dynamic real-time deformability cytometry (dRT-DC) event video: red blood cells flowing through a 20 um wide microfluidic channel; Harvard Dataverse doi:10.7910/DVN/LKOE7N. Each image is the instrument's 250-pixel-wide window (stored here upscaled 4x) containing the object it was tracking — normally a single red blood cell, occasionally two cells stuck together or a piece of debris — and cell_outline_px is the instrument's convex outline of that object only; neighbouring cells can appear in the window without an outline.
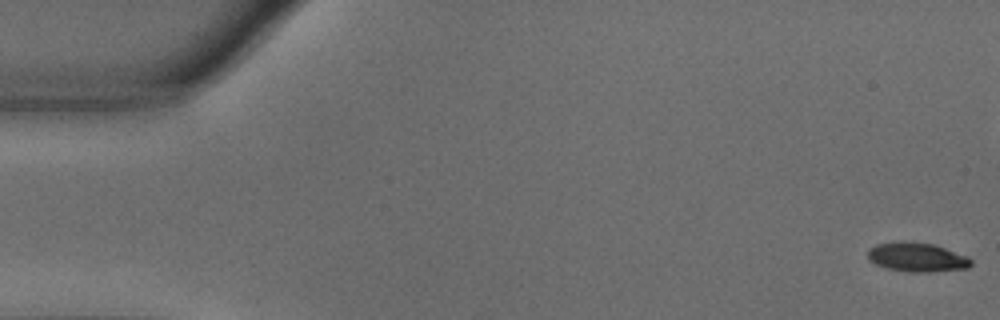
{"species": "common noctule bat (a hibernating species)", "species_latin": "Nyctalus noctula", "temperature_condition": "warm", "stored_images_in_passage": 48, "camera_frame_rate_fps": 3000, "um_per_image_px": 0.085, "animal": {"sex": "male", "body_mass_g": 18.8}, "frame": {"image": 1, "passage_image": 1, "time_ms": 0.0, "image_size_px": [1000, 320], "cell_outline_px": [[972, 264], [968, 268], [932, 272], [908, 272], [888, 268], [876, 264], [868, 260], [868, 248], [876, 244], [900, 240], [932, 244], [968, 256], [972, 260]], "centroid_in_image_um": [77.93, 21.86], "position_along_channel_um": 7.1, "area_um2": 17.69}}
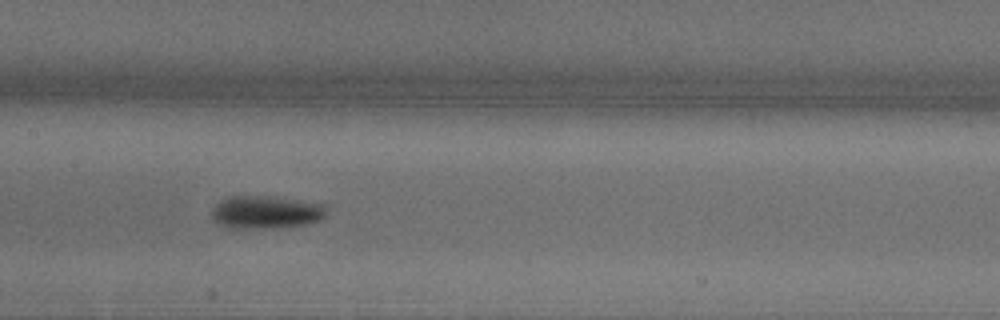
{"frame": {"image": 2, "passage_image": 27, "time_ms": 8.667, "image_size_px": [1000, 320], "cell_outline_px": [[328, 212], [320, 220], [308, 224], [272, 228], [228, 228], [220, 224], [212, 216], [212, 208], [220, 200], [232, 196], [264, 196], [300, 200], [324, 204]], "centroid_in_image_um": [22.62, 18.04], "position_along_channel_um": 184.8, "area_um2": 21.96}}
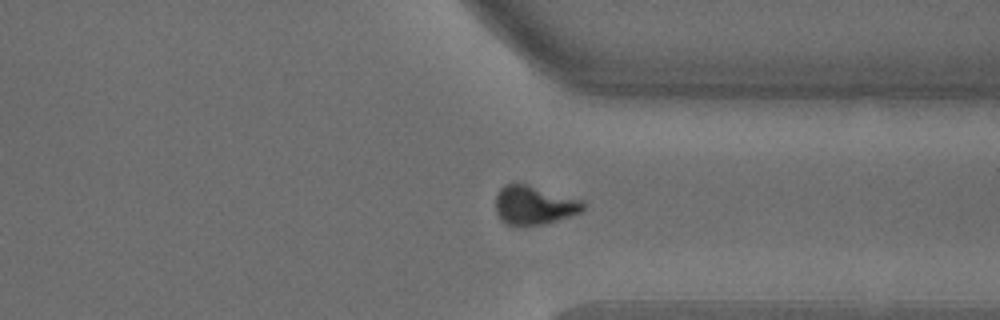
{"frame": {"image": 3, "passage_image": 42, "time_ms": 13.667, "image_size_px": [1000, 320], "cell_outline_px": [[584, 208], [580, 212], [572, 216], [524, 228], [516, 228], [504, 224], [500, 220], [496, 212], [496, 196], [500, 188], [504, 184], [524, 184], [584, 200]], "centroid_in_image_um": [45.36, 17.49], "position_along_channel_um": 366.0, "area_um2": 20.11}}